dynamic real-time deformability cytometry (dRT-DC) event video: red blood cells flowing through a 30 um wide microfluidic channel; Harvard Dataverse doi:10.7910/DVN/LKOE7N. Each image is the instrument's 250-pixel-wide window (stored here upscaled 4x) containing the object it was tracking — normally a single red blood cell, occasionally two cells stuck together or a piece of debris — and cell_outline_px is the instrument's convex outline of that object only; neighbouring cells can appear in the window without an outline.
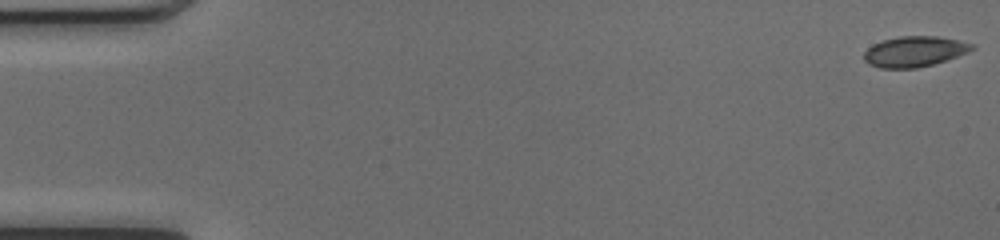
{"species": "common noctule bat (a hibernating species)", "species_latin": "Nyctalus noctula", "temperature_condition": "cold", "stored_images_in_passage": 51, "camera_frame_rate_fps": 3000, "um_per_image_px": 0.085, "animal": {"sex": "female", "body_mass_g": 17.0, "forearm_length_mm": 48.0}, "frame": {"image": 1, "passage_image": 1, "time_ms": 0.0, "image_size_px": [1000, 240], "cell_outline_px": [[976, 48], [968, 52], [932, 64], [916, 68], [880, 68], [868, 64], [864, 60], [864, 52], [872, 44], [884, 40], [900, 36], [936, 36], [976, 44]], "centroid_in_image_um": [77.71, 4.37], "position_along_channel_um": 7.3, "area_um2": 19.07}}
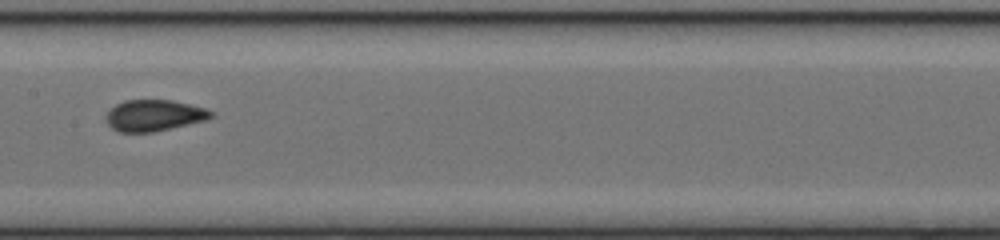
{"frame": {"image": 2, "passage_image": 26, "time_ms": 8.333, "image_size_px": [1000, 240], "cell_outline_px": [[216, 112], [212, 116], [204, 120], [152, 132], [120, 132], [112, 128], [104, 120], [104, 116], [116, 104], [124, 100], [172, 100], [204, 108]], "centroid_in_image_um": [13.05, 9.8], "position_along_channel_um": 194.4, "area_um2": 18.96}}
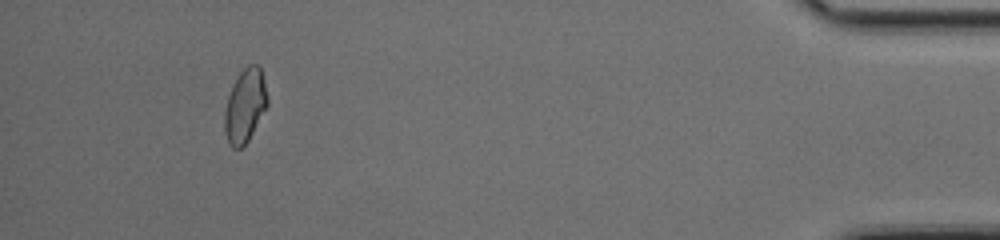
{"frame": {"image": 3, "passage_image": 47, "time_ms": 15.333, "image_size_px": [1000, 240], "cell_outline_px": [[268, 104], [248, 140], [240, 148], [232, 148], [228, 144], [224, 132], [224, 112], [228, 96], [236, 76], [248, 64], [260, 64], [264, 80], [268, 100]], "centroid_in_image_um": [20.81, 8.96], "position_along_channel_um": 414.4, "area_um2": 18.44}, "authors_computed_cell_mechanics": {"area_um2": 19.074, "velocity_mm_per_s": 4.1176, "shape_relaxation_time_tau1_ms": 10.2132, "shape_relaxation_time_tau2_ms": null, "deformation_change_tau1": 0.1944, "deformation_change_tau2": null}}